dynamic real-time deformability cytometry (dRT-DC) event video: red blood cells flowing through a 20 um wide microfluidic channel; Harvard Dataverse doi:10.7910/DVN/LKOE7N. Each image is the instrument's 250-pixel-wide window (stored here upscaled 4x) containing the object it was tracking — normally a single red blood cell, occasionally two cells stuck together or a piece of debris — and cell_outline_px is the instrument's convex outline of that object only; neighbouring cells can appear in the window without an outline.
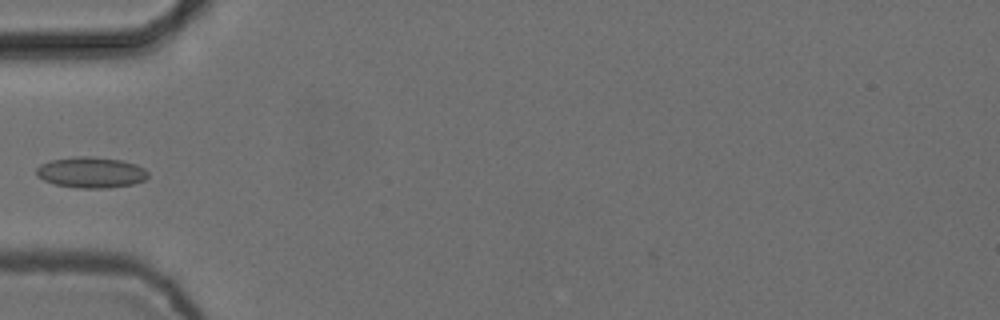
{"species": "common noctule bat (a hibernating species)", "species_latin": "Nyctalus noctula", "temperature_condition": "cold", "stored_images_in_passage": 8, "camera_frame_rate_fps": 3000, "um_per_image_px": 0.085, "animal": {"sex": "female", "body_mass_g": 24.6, "forearm_length_mm": 56.2}, "frame": {"image": 1, "passage_image": 5, "time_ms": 1.333, "image_size_px": [1000, 320], "cell_outline_px": [[148, 176], [144, 180], [132, 184], [108, 188], [80, 188], [56, 184], [44, 180], [36, 176], [36, 168], [40, 164], [52, 160], [76, 156], [92, 156], [120, 160], [136, 164], [144, 168], [148, 172]], "centroid_in_image_um": [7.73, 14.65], "position_along_channel_um": 77.3, "area_um2": 20.06}}
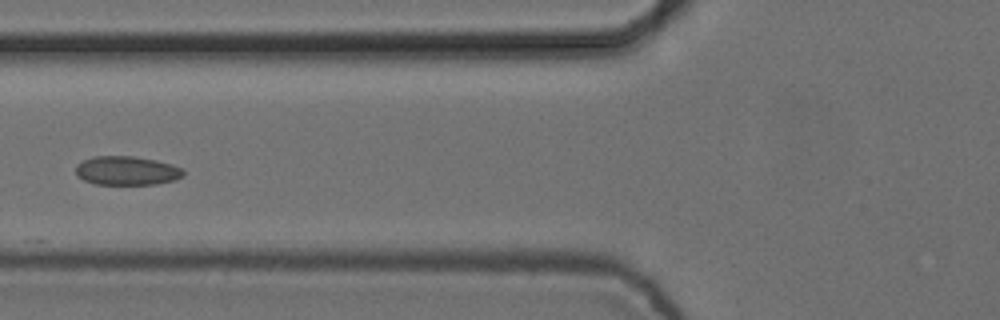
{"frame": {"image": 2, "passage_image": 6, "time_ms": 1.667, "image_size_px": [1000, 320], "cell_outline_px": [[184, 176], [176, 180], [156, 184], [96, 184], [84, 180], [76, 176], [76, 164], [84, 160], [96, 156], [132, 156], [156, 160], [172, 164], [184, 168]], "centroid_in_image_um": [10.81, 14.51], "position_along_channel_um": 115.0, "area_um2": 18.26}}
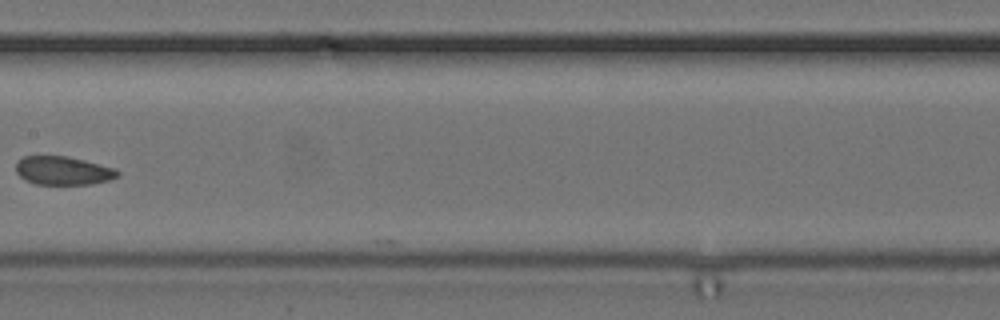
{"frame": {"image": 3, "passage_image": 8, "time_ms": 2.333, "image_size_px": [1000, 320], "cell_outline_px": [[120, 176], [108, 180], [92, 184], [36, 184], [24, 180], [16, 172], [16, 160], [24, 156], [68, 156], [116, 168], [120, 172]], "centroid_in_image_um": [5.36, 14.5], "position_along_channel_um": 202.0, "area_um2": 17.05}}